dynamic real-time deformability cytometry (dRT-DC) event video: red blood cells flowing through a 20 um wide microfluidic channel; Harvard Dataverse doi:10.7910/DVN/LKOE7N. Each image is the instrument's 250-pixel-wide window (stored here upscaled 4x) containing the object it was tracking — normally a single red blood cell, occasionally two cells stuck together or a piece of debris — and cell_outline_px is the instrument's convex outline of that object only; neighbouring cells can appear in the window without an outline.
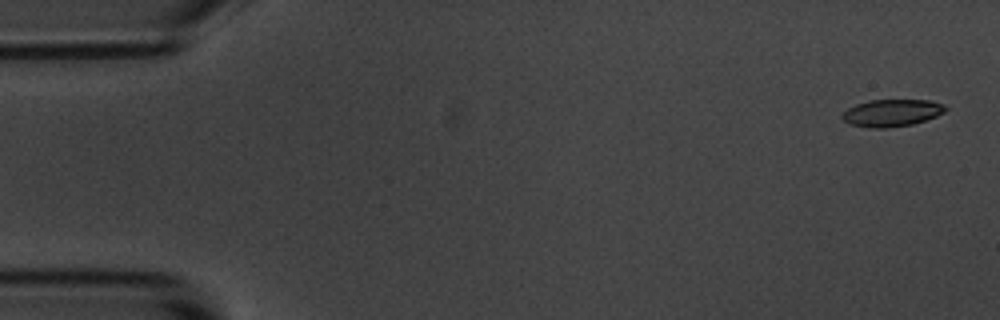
{"species": "common noctule bat (a hibernating species)", "species_latin": "Nyctalus noctula", "temperature_condition": "room temperature", "stored_images_in_passage": 55, "camera_frame_rate_fps": 3000, "um_per_image_px": 0.085, "animal": {"sex": "male", "body_mass_g": 20.1, "forearm_length_mm": 53.5}, "frame": {"image": 1, "passage_image": 2, "time_ms": 0.333, "image_size_px": [1000, 320], "cell_outline_px": [[948, 108], [944, 112], [936, 116], [912, 124], [888, 128], [868, 128], [852, 124], [844, 120], [840, 116], [848, 108], [856, 104], [868, 100], [928, 100], [944, 104]], "centroid_in_image_um": [75.8, 9.59], "position_along_channel_um": 9.2, "area_um2": 16.3}}
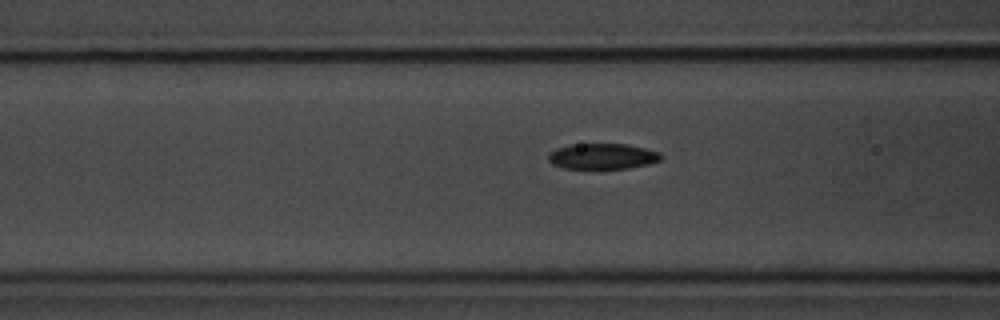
{"frame": {"image": 2, "passage_image": 21, "time_ms": 6.667, "image_size_px": [1000, 320], "cell_outline_px": [[664, 156], [660, 160], [648, 164], [628, 168], [596, 172], [564, 168], [552, 164], [548, 160], [548, 156], [556, 148], [568, 144], [624, 144], [644, 148], [660, 152]], "centroid_in_image_um": [51.19, 13.34], "position_along_channel_um": 115.4, "area_um2": 17.69}}
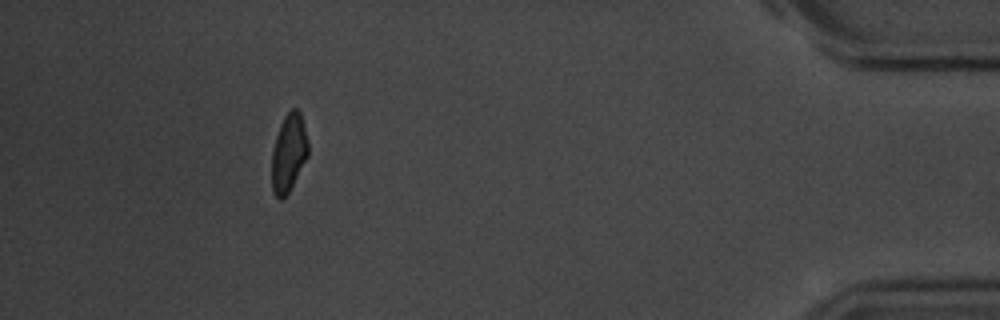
{"frame": {"image": 3, "passage_image": 50, "time_ms": 16.333, "image_size_px": [1000, 320], "cell_outline_px": [[308, 156], [288, 192], [280, 200], [272, 192], [272, 152], [276, 136], [280, 124], [284, 116], [292, 108], [296, 108], [300, 112], [308, 140]], "centroid_in_image_um": [24.54, 12.97], "position_along_channel_um": 410.7, "area_um2": 16.36}, "authors_computed_cell_mechanics": {"area_um2": 17.2822, "velocity_mm_per_s": 3.6665, "shape_relaxation_time_tau1_ms": 3.3399, "shape_relaxation_time_tau2_ms": 4.4592, "deformation_change_tau1": 0.1193, "deformation_change_tau2": 0.0835}}